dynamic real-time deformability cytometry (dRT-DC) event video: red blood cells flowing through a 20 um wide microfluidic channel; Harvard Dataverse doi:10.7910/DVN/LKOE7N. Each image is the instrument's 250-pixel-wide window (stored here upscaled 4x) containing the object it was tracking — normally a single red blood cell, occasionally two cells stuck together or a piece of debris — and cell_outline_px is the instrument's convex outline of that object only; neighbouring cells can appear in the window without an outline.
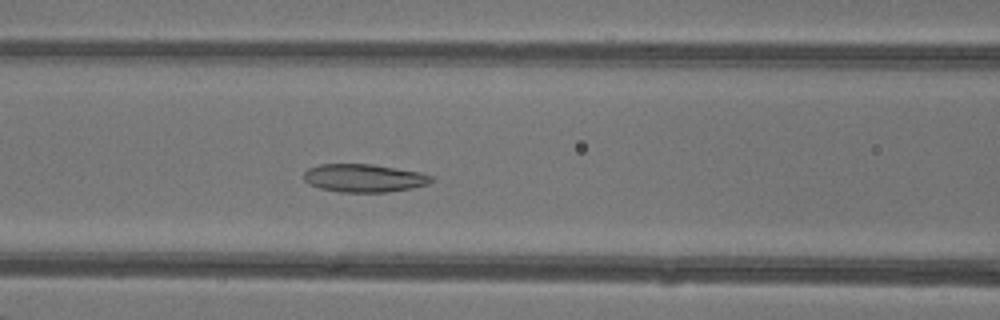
{"species": "common noctule bat (a hibernating species)", "species_latin": "Nyctalus noctula", "temperature_condition": "warm", "stored_images_in_passage": 27, "camera_frame_rate_fps": 3000, "um_per_image_px": 0.085, "animal": {"sex": "female"}, "frame": {"image": 1, "passage_image": 18, "time_ms": 5.667, "image_size_px": [1000, 320], "cell_outline_px": [[436, 180], [428, 184], [412, 188], [388, 192], [340, 192], [320, 188], [308, 184], [304, 180], [304, 172], [308, 168], [320, 164], [372, 164], [420, 172], [432, 176]], "centroid_in_image_um": [30.95, 15.14], "position_along_channel_um": 135.6, "area_um2": 20.98}}
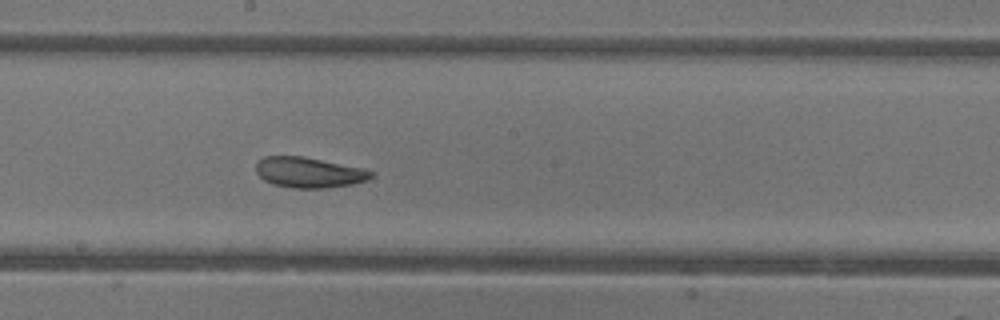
{"frame": {"image": 2, "passage_image": 24, "time_ms": 7.667, "image_size_px": [1000, 320], "cell_outline_px": [[372, 176], [368, 180], [352, 184], [328, 188], [292, 188], [272, 184], [264, 180], [256, 172], [256, 164], [264, 156], [304, 156], [364, 168], [372, 172]], "centroid_in_image_um": [26.26, 14.66], "position_along_channel_um": 221.9, "area_um2": 20.52}}
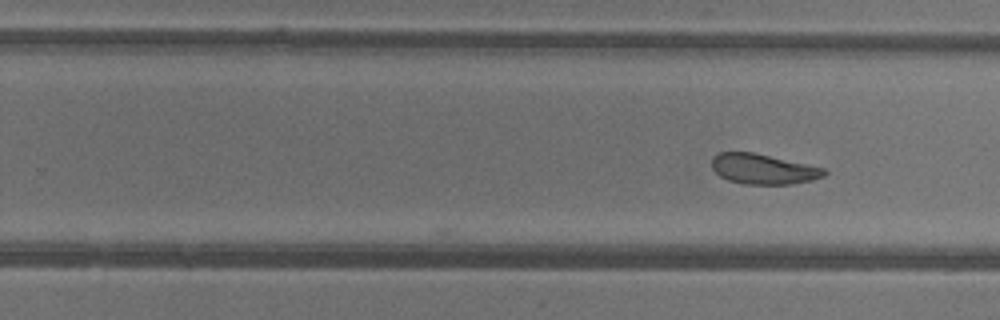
{"frame": {"image": 3, "passage_image": 27, "time_ms": 8.667, "image_size_px": [1000, 320], "cell_outline_px": [[828, 172], [824, 176], [812, 180], [792, 184], [744, 184], [728, 180], [720, 176], [712, 168], [712, 156], [720, 152], [752, 152], [824, 168]], "centroid_in_image_um": [64.86, 14.37], "position_along_channel_um": 264.9, "area_um2": 19.65}}